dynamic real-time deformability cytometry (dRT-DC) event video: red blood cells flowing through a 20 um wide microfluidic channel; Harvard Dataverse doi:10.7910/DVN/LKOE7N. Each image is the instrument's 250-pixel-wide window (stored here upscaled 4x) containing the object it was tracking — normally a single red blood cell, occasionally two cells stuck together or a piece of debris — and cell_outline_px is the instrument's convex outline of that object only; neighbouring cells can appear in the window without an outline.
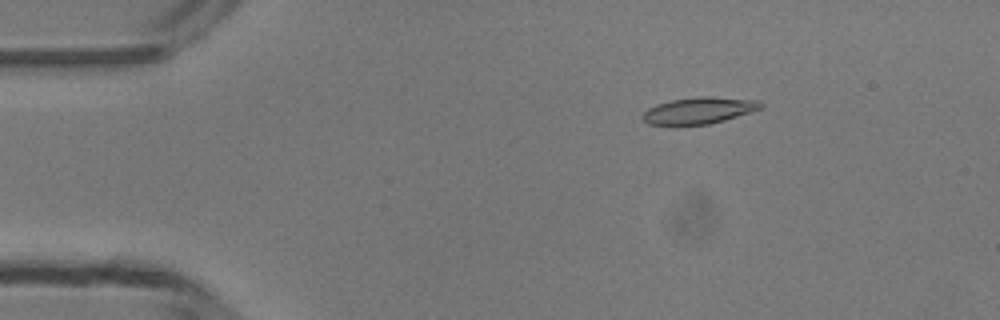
{"species": "common noctule bat (a hibernating species)", "species_latin": "Nyctalus noctula", "temperature_condition": "room temperature", "stored_images_in_passage": 49, "camera_frame_rate_fps": 3000, "um_per_image_px": 0.085, "animal": {"sex": "male", "body_mass_g": 13.3}, "frame": {"image": 1, "passage_image": 8, "time_ms": 2.333, "image_size_px": [1000, 320], "cell_outline_px": [[764, 108], [724, 120], [708, 124], [676, 128], [648, 124], [640, 116], [648, 108], [656, 104], [672, 100], [696, 96], [708, 96], [760, 100], [764, 104]], "centroid_in_image_um": [59.37, 9.43], "position_along_channel_um": 25.6, "area_um2": 19.13}}
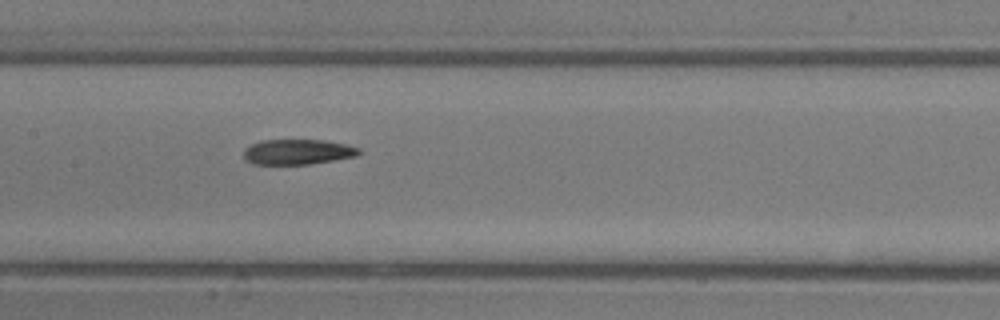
{"frame": {"image": 2, "passage_image": 24, "time_ms": 7.667, "image_size_px": [1000, 320], "cell_outline_px": [[360, 152], [356, 156], [308, 164], [252, 164], [244, 160], [244, 148], [260, 140], [324, 140], [344, 144], [360, 148]], "centroid_in_image_um": [25.25, 12.91], "position_along_channel_um": 182.2, "area_um2": 16.88}}
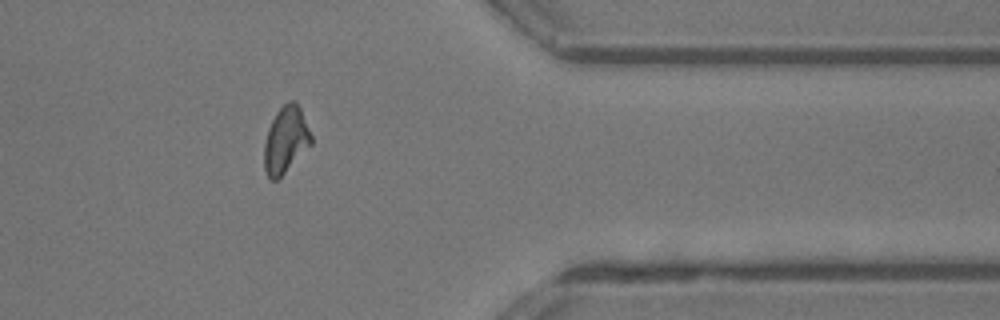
{"frame": {"image": 3, "passage_image": 40, "time_ms": 13.0, "image_size_px": [1000, 320], "cell_outline_px": [[312, 144], [276, 180], [272, 180], [268, 176], [264, 168], [264, 144], [268, 128], [276, 112], [288, 100], [296, 100], [300, 108], [312, 136]], "centroid_in_image_um": [24.28, 11.86], "position_along_channel_um": 387.1, "area_um2": 18.03}, "authors_computed_cell_mechanics": {"area_um2": 17.8602, "velocity_mm_per_s": 4.1807, "shape_relaxation_time_tau1_ms": null, "shape_relaxation_time_tau2_ms": 5.6225, "deformation_change_tau1": null, "deformation_change_tau2": 0.1391}}